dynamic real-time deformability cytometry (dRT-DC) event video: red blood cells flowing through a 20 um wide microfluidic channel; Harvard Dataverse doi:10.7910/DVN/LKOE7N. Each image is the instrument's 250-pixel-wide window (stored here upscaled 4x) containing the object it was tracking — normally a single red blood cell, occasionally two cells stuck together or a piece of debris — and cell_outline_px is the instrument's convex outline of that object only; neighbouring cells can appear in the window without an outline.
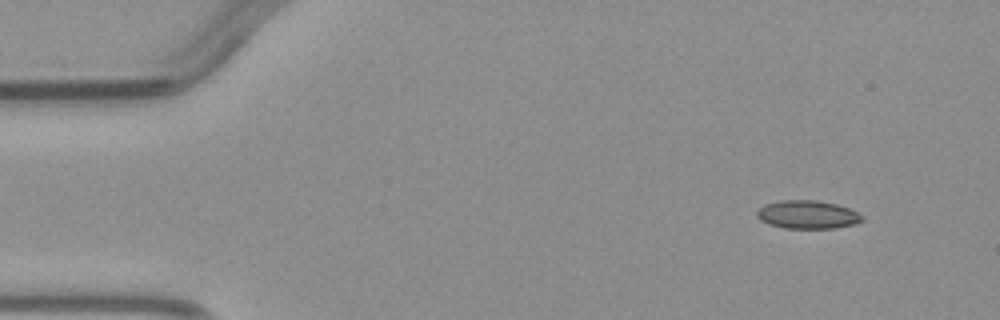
{"species": "common noctule bat (a hibernating species)", "species_latin": "Nyctalus noctula", "temperature_condition": "warm", "stored_images_in_passage": 4, "camera_frame_rate_fps": 3000, "um_per_image_px": 0.085, "animal": {"sex": "male", "body_mass_g": 23.1, "forearm_length_mm": 52.7}, "frame": {"image": 1, "passage_image": 2, "time_ms": 1.333, "image_size_px": [1000, 320], "cell_outline_px": [[864, 220], [852, 224], [832, 228], [784, 228], [768, 224], [760, 220], [756, 216], [756, 212], [764, 204], [780, 200], [816, 200], [836, 204], [848, 208], [864, 216]], "centroid_in_image_um": [68.6, 18.23], "position_along_channel_um": 16.4, "area_um2": 17.28}}